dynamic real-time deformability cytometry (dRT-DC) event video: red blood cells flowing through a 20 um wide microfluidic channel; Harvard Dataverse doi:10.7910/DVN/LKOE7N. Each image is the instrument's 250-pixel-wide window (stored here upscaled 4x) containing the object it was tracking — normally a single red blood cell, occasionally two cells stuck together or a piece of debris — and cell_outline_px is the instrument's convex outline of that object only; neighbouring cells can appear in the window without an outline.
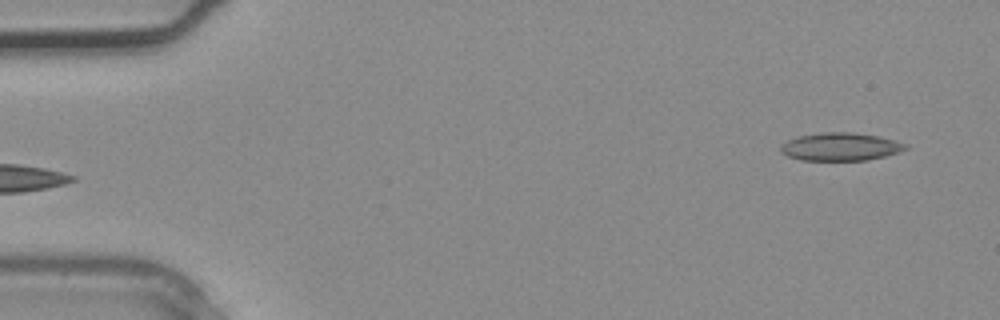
{"species": "common noctule bat (a hibernating species)", "species_latin": "Nyctalus noctula", "temperature_condition": "warm", "stored_images_in_passage": 4, "camera_frame_rate_fps": 3000, "um_per_image_px": 0.085, "animal": {"sex": "male", "body_mass_g": 20.4}, "frame": {"image": 1, "passage_image": 1, "time_ms": 0.0, "image_size_px": [1000, 320], "cell_outline_px": [[908, 148], [900, 152], [868, 160], [800, 160], [788, 156], [780, 152], [780, 148], [788, 140], [796, 136], [820, 132], [852, 132], [880, 136], [896, 140], [908, 144]], "centroid_in_image_um": [71.47, 12.46], "position_along_channel_um": 13.5, "area_um2": 20.52}}